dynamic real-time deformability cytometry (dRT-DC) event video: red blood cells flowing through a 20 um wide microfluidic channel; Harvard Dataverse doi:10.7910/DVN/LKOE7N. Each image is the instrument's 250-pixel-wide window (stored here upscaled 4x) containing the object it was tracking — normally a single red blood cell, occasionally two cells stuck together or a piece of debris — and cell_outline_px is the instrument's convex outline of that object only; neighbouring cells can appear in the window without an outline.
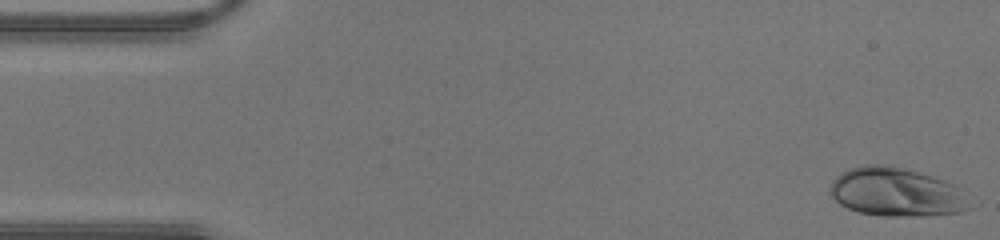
{"species": "human", "species_latin": "Homo sapiens", "temperature_condition": "warm", "stored_images_in_passage": 42, "camera_frame_rate_fps": 3000, "um_per_image_px": 0.085, "donor": {"sex": "male"}, "frame": {"image": 1, "passage_image": 1, "time_ms": 0.0, "image_size_px": [1000, 240], "cell_outline_px": [[972, 208], [960, 212], [920, 216], [884, 216], [860, 212], [848, 208], [840, 204], [832, 196], [832, 180], [836, 176], [848, 168], [864, 164], [880, 164], [900, 168], [932, 176], [944, 180], [952, 184]], "centroid_in_image_um": [76.12, 16.33], "position_along_channel_um": 8.9, "area_um2": 38.78}}
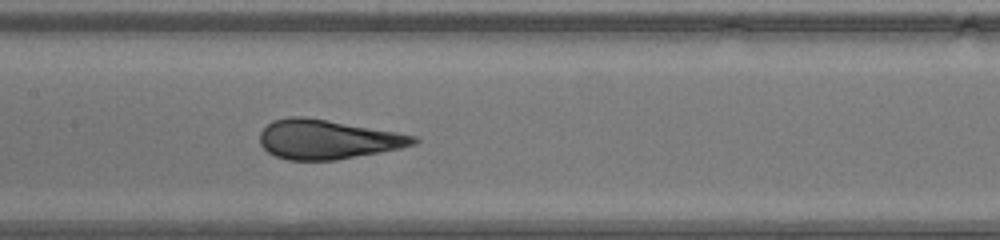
{"frame": {"image": 2, "passage_image": 20, "time_ms": 6.333, "image_size_px": [1000, 240], "cell_outline_px": [[420, 140], [416, 144], [400, 148], [380, 152], [336, 160], [288, 160], [276, 156], [268, 152], [260, 144], [260, 132], [272, 120], [288, 116], [304, 116], [396, 132], [416, 136]], "centroid_in_image_um": [27.82, 11.84], "position_along_channel_um": 179.6, "area_um2": 35.14}}
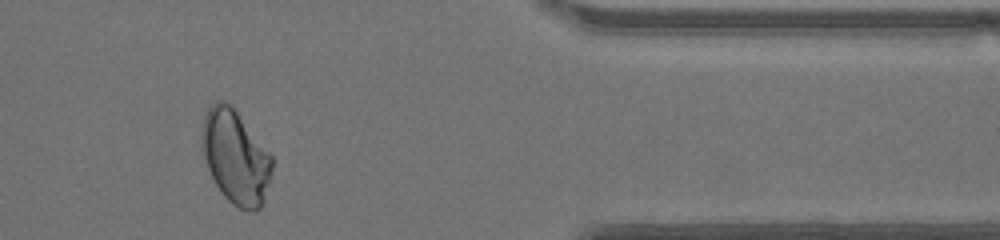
{"frame": {"image": 3, "passage_image": 35, "time_ms": 11.333, "image_size_px": [1000, 240], "cell_outline_px": [[272, 168], [264, 200], [260, 208], [252, 212], [240, 208], [232, 204], [220, 192], [208, 168], [204, 156], [200, 140], [200, 136], [204, 120], [208, 108], [216, 100], [224, 100], [232, 104], [272, 156]], "centroid_in_image_um": [20.01, 13.32], "position_along_channel_um": 391.4, "area_um2": 38.26}}